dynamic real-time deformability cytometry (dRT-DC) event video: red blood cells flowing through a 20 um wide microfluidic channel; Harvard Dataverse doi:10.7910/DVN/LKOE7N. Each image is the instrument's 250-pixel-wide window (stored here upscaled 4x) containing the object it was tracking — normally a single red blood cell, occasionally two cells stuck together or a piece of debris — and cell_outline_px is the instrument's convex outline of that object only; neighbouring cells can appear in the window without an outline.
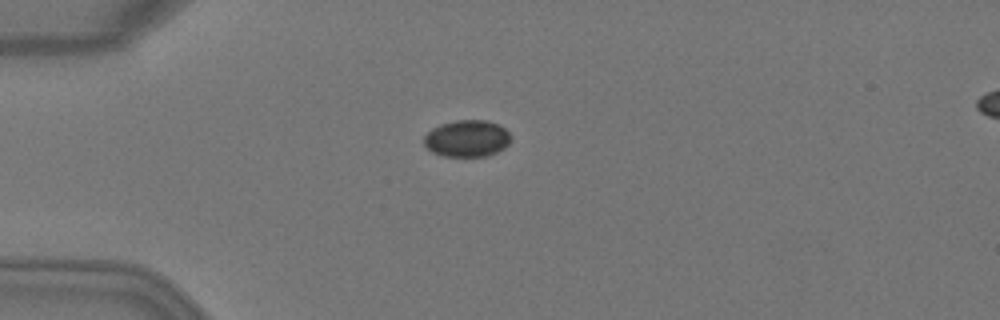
{"species": "Egyptian fruit bat (a non-hibernating species)", "species_latin": "Rousettus aegyptiacus", "temperature_condition": "warm", "stored_images_in_passage": 5, "camera_frame_rate_fps": 3000, "um_per_image_px": 0.085, "animal": {"sex": "female"}, "frame": {"image": 1, "passage_image": 2, "time_ms": 0.333, "image_size_px": [1000, 320], "cell_outline_px": [[512, 136], [508, 144], [504, 148], [488, 156], [444, 156], [432, 152], [424, 144], [424, 136], [432, 128], [440, 124], [456, 120], [488, 120], [500, 124]], "centroid_in_image_um": [39.71, 11.76], "position_along_channel_um": 45.3, "area_um2": 18.73}}